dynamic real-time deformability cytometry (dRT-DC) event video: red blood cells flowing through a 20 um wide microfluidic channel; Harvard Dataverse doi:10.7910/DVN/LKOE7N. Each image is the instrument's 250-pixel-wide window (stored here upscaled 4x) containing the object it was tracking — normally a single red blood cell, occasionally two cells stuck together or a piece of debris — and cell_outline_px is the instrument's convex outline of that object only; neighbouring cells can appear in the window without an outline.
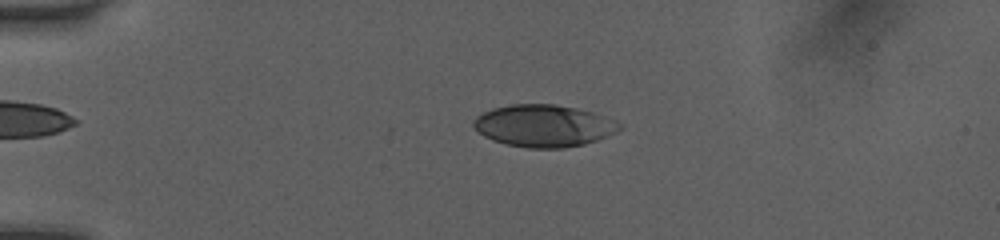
{"species": "human", "species_latin": "Homo sapiens", "temperature_condition": "room temperature", "stored_images_in_passage": 21, "camera_frame_rate_fps": 3000, "um_per_image_px": 0.085, "donor": {"sex": "female"}, "frame": {"image": 1, "passage_image": 12, "time_ms": 3.667, "image_size_px": [1000, 240], "cell_outline_px": [[624, 128], [616, 132], [596, 140], [584, 144], [564, 148], [528, 148], [508, 144], [492, 140], [484, 136], [472, 124], [472, 120], [476, 116], [492, 108], [512, 104], [556, 104], [576, 108], [592, 112], [616, 120], [624, 124]], "centroid_in_image_um": [46.25, 10.68], "position_along_channel_um": 38.8, "area_um2": 35.89}}
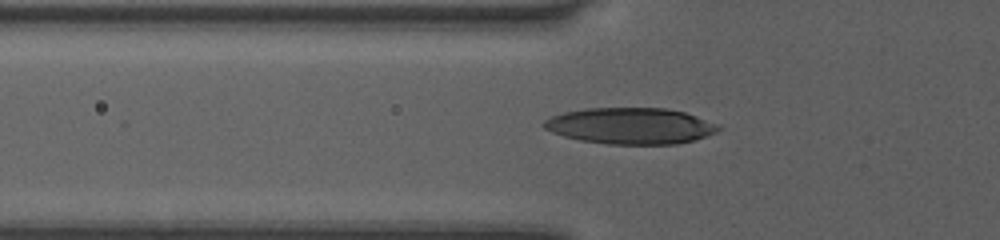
{"frame": {"image": 2, "passage_image": 18, "time_ms": 5.667, "image_size_px": [1000, 240], "cell_outline_px": [[724, 128], [716, 132], [692, 140], [676, 144], [608, 144], [580, 140], [564, 136], [552, 132], [544, 128], [540, 124], [544, 120], [552, 116], [564, 112], [584, 108], [664, 108], [684, 112], [720, 124]], "centroid_in_image_um": [53.59, 10.69], "position_along_channel_um": 72.2, "area_um2": 36.93}}
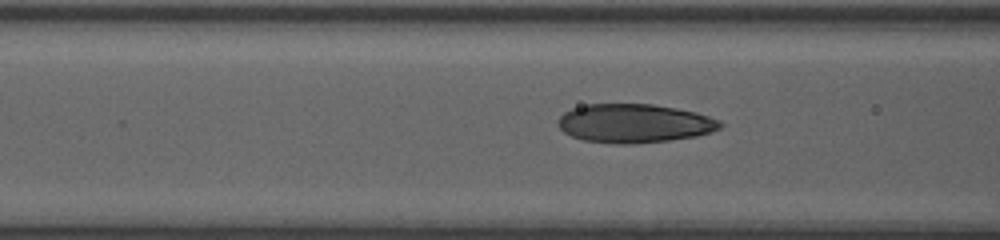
{"frame": {"image": 3, "passage_image": 21, "time_ms": 6.667, "image_size_px": [1000, 240], "cell_outline_px": [[724, 124], [720, 128], [712, 132], [696, 136], [668, 140], [632, 144], [616, 144], [584, 140], [572, 136], [564, 132], [556, 124], [556, 120], [564, 112], [572, 108], [588, 104], [652, 104], [676, 108], [696, 112], [720, 120]], "centroid_in_image_um": [53.91, 10.48], "position_along_channel_um": 112.7, "area_um2": 36.76}}